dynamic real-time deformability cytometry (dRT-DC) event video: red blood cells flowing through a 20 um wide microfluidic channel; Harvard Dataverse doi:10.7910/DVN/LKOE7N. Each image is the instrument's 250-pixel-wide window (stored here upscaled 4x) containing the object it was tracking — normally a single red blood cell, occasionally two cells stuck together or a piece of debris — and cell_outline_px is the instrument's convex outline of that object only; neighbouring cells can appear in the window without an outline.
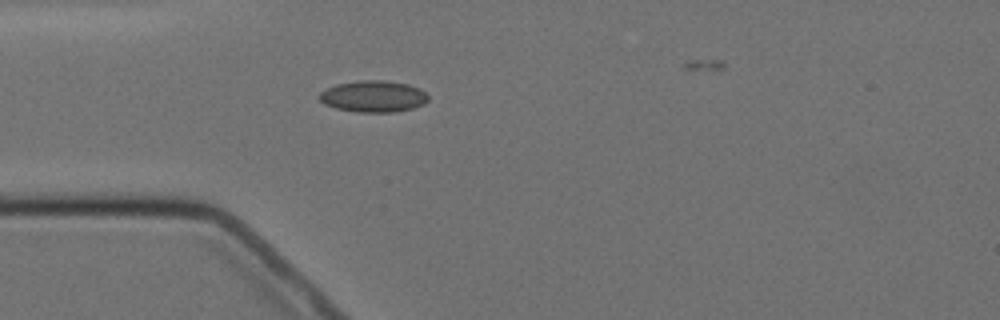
{"species": "Egyptian fruit bat (a non-hibernating species)", "species_latin": "Rousettus aegyptiacus", "temperature_condition": "cold", "stored_images_in_passage": 1, "camera_frame_rate_fps": 3000, "um_per_image_px": 0.085, "animal": {"sex": "female"}, "frame": {"image": 1, "passage_image": 1, "time_ms": 0.0, "image_size_px": [1000, 320], "cell_outline_px": [[428, 100], [424, 104], [412, 108], [392, 112], [356, 112], [336, 108], [324, 104], [320, 100], [320, 92], [336, 84], [360, 80], [384, 80], [408, 84], [420, 88], [428, 96]], "centroid_in_image_um": [31.74, 8.19], "position_along_channel_um": 53.3, "area_um2": 19.94}}